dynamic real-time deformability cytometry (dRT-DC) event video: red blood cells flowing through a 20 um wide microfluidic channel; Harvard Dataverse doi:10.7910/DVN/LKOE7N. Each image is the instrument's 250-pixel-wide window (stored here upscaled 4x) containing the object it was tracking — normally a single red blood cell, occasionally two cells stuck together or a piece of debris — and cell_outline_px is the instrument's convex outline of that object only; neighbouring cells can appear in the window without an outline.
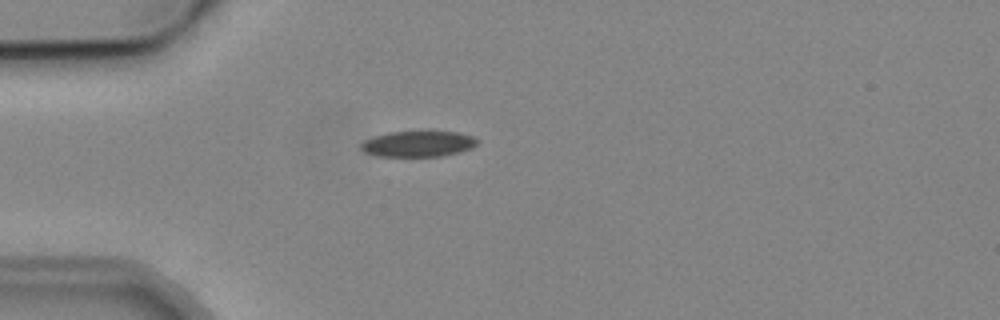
{"species": "common noctule bat (a hibernating species)", "species_latin": "Nyctalus noctula", "temperature_condition": "cold", "stored_images_in_passage": 3, "camera_frame_rate_fps": 3000, "um_per_image_px": 0.085, "animal": {"sex": "male", "body_mass_g": 19.2, "forearm_length_mm": 51.8}, "frame": {"image": 1, "passage_image": 2, "time_ms": 1.333, "image_size_px": [1000, 320], "cell_outline_px": [[480, 140], [472, 148], [460, 152], [440, 156], [376, 156], [364, 152], [360, 148], [360, 144], [364, 140], [388, 132], [424, 128], [460, 132], [476, 136]], "centroid_in_image_um": [35.6, 12.16], "position_along_channel_um": 49.4, "area_um2": 18.61}}